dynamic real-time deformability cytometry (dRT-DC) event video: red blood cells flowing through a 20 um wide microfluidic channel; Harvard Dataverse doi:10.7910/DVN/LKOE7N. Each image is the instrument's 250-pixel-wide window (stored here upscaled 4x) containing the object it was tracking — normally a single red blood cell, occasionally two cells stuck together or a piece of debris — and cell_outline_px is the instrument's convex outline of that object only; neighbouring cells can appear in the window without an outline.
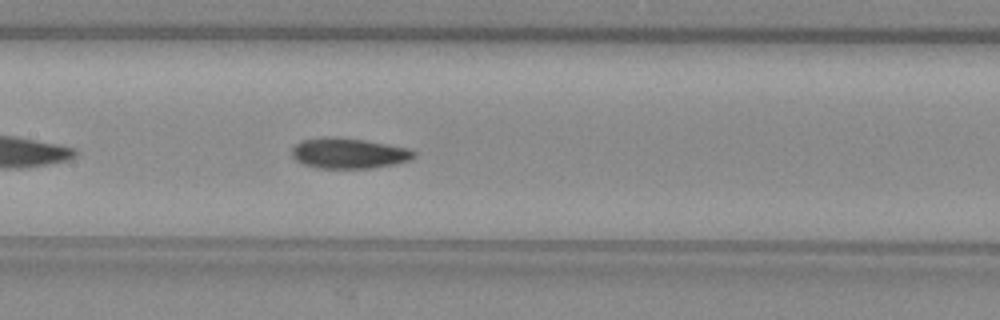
{"species": "common noctule bat (a hibernating species)", "species_latin": "Nyctalus noctula", "temperature_condition": "warm", "stored_images_in_passage": 30, "camera_frame_rate_fps": 3000, "um_per_image_px": 0.085, "animal": {"sex": "female", "body_mass_g": 29.2, "forearm_length_mm": 56.3}, "frame": {"image": 1, "passage_image": 11, "time_ms": 3.333, "image_size_px": [1000, 320], "cell_outline_px": [[416, 156], [408, 160], [392, 164], [368, 168], [316, 168], [304, 164], [296, 160], [292, 156], [292, 148], [300, 140], [324, 136], [336, 136], [364, 140], [408, 148], [416, 152]], "centroid_in_image_um": [29.59, 13.01], "position_along_channel_um": 177.8, "area_um2": 21.68}, "authors_computed_cell_mechanics": {"area_um2": 21.3282, "velocity_mm_per_s": 3.9837, "shape_relaxation_time_tau1_ms": null, "shape_relaxation_time_tau2_ms": 2.9561, "deformation_change_tau1": null, "deformation_change_tau2": 0.0788}}